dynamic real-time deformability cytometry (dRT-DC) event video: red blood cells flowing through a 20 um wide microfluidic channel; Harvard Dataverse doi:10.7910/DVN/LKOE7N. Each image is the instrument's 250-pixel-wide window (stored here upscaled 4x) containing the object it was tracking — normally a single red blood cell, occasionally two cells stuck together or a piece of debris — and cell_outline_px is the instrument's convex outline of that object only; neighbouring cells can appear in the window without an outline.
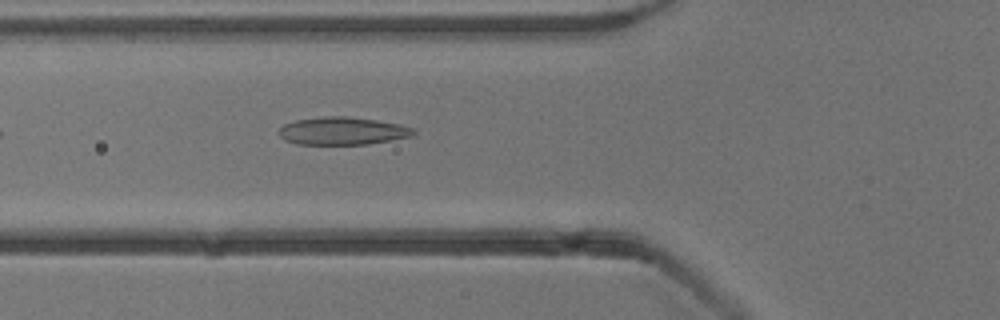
{"species": "common noctule bat (a hibernating species)", "species_latin": "Nyctalus noctula", "temperature_condition": "cold", "stored_images_in_passage": 5, "camera_frame_rate_fps": 3000, "um_per_image_px": 0.085, "animal": {"sex": "male", "body_mass_g": 13.3}, "frame": {"image": 1, "passage_image": 5, "time_ms": 5.333, "image_size_px": [1000, 320], "cell_outline_px": [[416, 132], [412, 136], [392, 140], [368, 144], [296, 144], [284, 140], [280, 136], [280, 128], [284, 124], [296, 120], [324, 116], [348, 116], [376, 120], [400, 124], [412, 128]], "centroid_in_image_um": [29.12, 11.13], "position_along_channel_um": 96.7, "area_um2": 21.73}}